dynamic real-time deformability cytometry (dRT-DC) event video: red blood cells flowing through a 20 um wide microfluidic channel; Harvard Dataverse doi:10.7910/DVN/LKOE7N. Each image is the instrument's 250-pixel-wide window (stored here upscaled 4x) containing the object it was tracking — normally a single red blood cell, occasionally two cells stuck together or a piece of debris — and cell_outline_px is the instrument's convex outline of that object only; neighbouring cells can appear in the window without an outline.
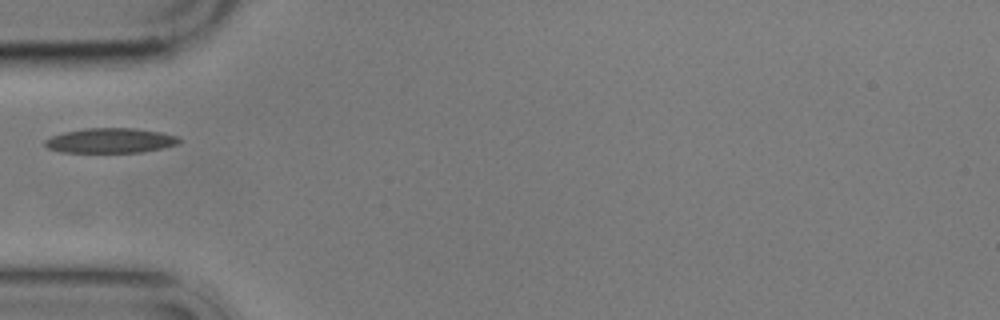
{"species": "common noctule bat (a hibernating species)", "species_latin": "Nyctalus noctula", "temperature_condition": "cold", "stored_images_in_passage": 1, "camera_frame_rate_fps": 3000, "um_per_image_px": 0.085, "animal": {"sex": "male", "body_mass_g": 17.9}, "frame": {"image": 1, "passage_image": 1, "time_ms": 0.0, "image_size_px": [1000, 320], "cell_outline_px": [[184, 140], [180, 144], [140, 152], [60, 152], [48, 148], [44, 144], [44, 140], [52, 136], [64, 132], [84, 128], [136, 128], [160, 132], [176, 136]], "centroid_in_image_um": [9.4, 11.94], "position_along_channel_um": 75.6, "area_um2": 19.48}}